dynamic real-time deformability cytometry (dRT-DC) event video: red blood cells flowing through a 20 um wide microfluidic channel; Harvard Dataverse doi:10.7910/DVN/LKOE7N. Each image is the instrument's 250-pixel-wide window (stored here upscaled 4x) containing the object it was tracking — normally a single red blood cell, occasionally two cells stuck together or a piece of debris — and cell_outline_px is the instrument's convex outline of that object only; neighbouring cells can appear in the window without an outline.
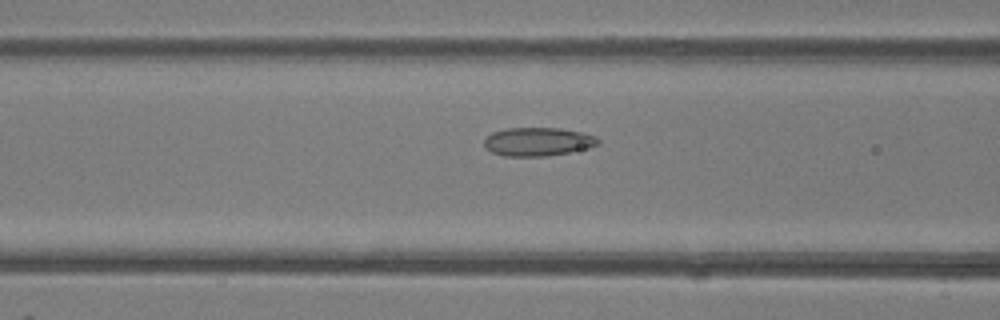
{"species": "common noctule bat (a hibernating species)", "species_latin": "Nyctalus noctula", "temperature_condition": "room temperature", "stored_images_in_passage": 47, "camera_frame_rate_fps": 3000, "um_per_image_px": 0.085, "animal": {"sex": "female"}, "frame": {"image": 1, "passage_image": 19, "time_ms": 6.0, "image_size_px": [1000, 320], "cell_outline_px": [[600, 144], [588, 148], [548, 156], [504, 156], [492, 152], [484, 144], [484, 140], [492, 132], [504, 128], [560, 128], [580, 132], [596, 136], [600, 140]], "centroid_in_image_um": [45.74, 12.04], "position_along_channel_um": 120.9, "area_um2": 18.9}}
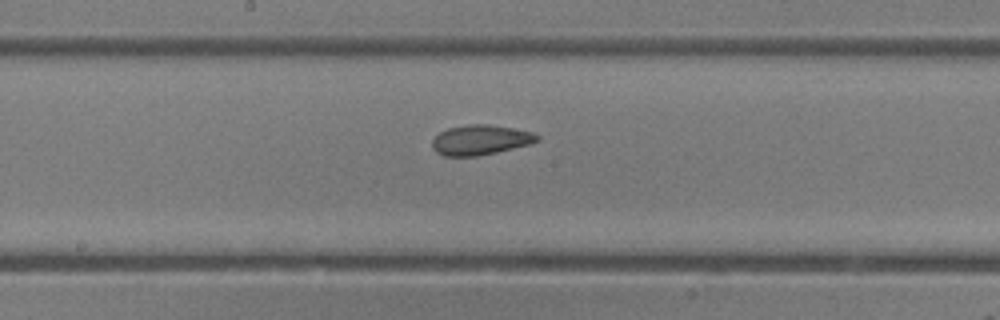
{"frame": {"image": 2, "passage_image": 25, "time_ms": 8.0, "image_size_px": [1000, 320], "cell_outline_px": [[540, 140], [528, 144], [496, 152], [476, 156], [444, 156], [436, 152], [432, 148], [432, 140], [440, 132], [448, 128], [468, 124], [488, 124], [512, 128], [532, 132], [540, 136]], "centroid_in_image_um": [40.81, 11.89], "position_along_channel_um": 207.4, "area_um2": 18.21}}
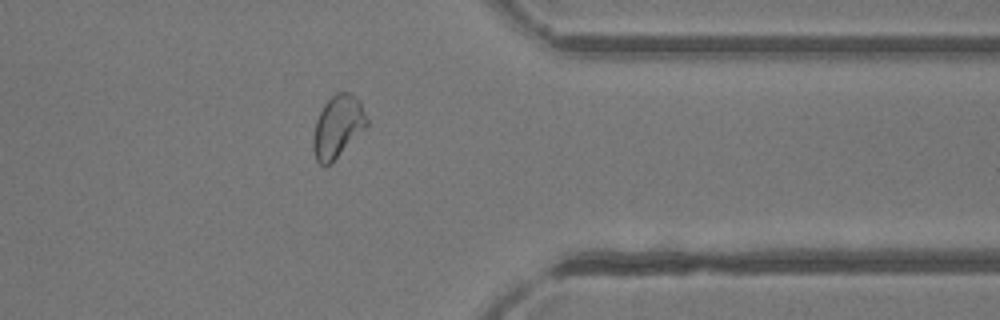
{"frame": {"image": 3, "passage_image": 38, "time_ms": 12.333, "image_size_px": [1000, 320], "cell_outline_px": [[368, 128], [332, 164], [324, 168], [316, 160], [312, 148], [312, 136], [316, 120], [324, 104], [336, 92], [352, 92], [360, 100], [368, 120]], "centroid_in_image_um": [28.73, 10.81], "position_along_channel_um": 382.7, "area_um2": 20.29}, "authors_computed_cell_mechanics": {"area_um2": 20.1144, "velocity_mm_per_s": 4.322, "shape_relaxation_time_tau1_ms": null, "shape_relaxation_time_tau2_ms": 1.1835, "deformation_change_tau1": null, "deformation_change_tau2": 0.0619}}